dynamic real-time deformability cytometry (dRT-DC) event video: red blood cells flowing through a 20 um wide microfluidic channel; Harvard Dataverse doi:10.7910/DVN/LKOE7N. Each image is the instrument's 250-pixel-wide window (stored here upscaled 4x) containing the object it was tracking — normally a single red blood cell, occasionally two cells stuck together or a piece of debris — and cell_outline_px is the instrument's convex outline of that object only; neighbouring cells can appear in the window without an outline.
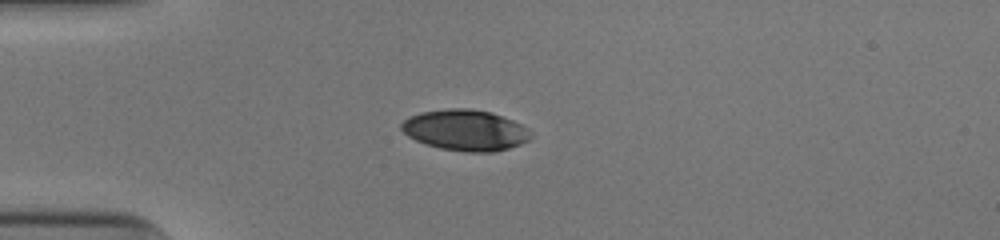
{"species": "human", "species_latin": "Homo sapiens", "temperature_condition": "cold", "stored_images_in_passage": 39, "camera_frame_rate_fps": 3000, "um_per_image_px": 0.085, "donor": {"sex": "male"}, "frame": {"image": 1, "passage_image": 1, "time_ms": 0.0, "image_size_px": [1000, 240], "cell_outline_px": [[532, 136], [528, 140], [520, 144], [508, 148], [492, 152], [468, 152], [440, 148], [416, 140], [408, 136], [400, 128], [400, 124], [408, 116], [420, 112], [448, 108], [468, 108], [492, 112], [512, 120], [528, 128]], "centroid_in_image_um": [39.54, 11.05], "position_along_channel_um": 45.5, "area_um2": 30.81}}
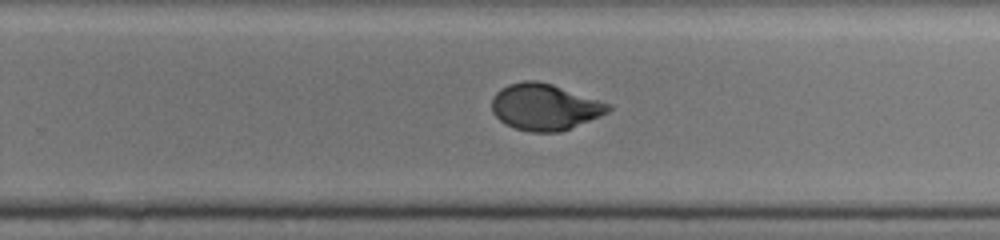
{"frame": {"image": 2, "passage_image": 21, "time_ms": 6.667, "image_size_px": [1000, 240], "cell_outline_px": [[612, 108], [608, 112], [600, 116], [560, 132], [532, 132], [516, 128], [500, 120], [492, 112], [492, 96], [500, 88], [508, 84], [524, 80], [536, 80], [552, 84], [612, 104]], "centroid_in_image_um": [46.3, 9.07], "position_along_channel_um": 283.5, "area_um2": 31.44}}
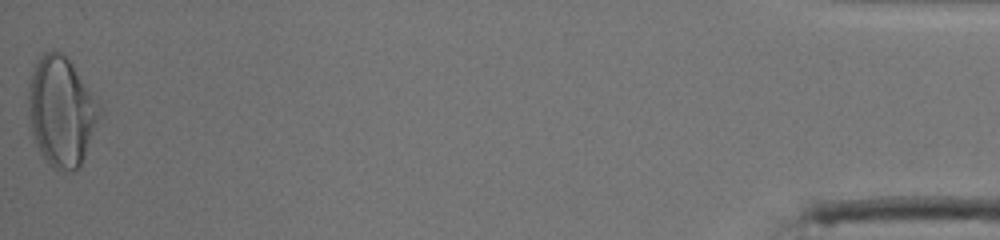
{"frame": {"image": 3, "passage_image": 39, "time_ms": 12.667, "image_size_px": [1000, 240], "cell_outline_px": [[104, 112], [80, 168], [72, 172], [52, 168], [48, 164], [40, 152], [36, 144], [32, 132], [28, 116], [28, 84], [32, 72], [36, 64], [44, 52], [60, 52], [72, 64], [104, 108]], "centroid_in_image_um": [5.26, 9.53], "position_along_channel_um": 429.9, "area_um2": 45.95}, "authors_computed_cell_mechanics": {"area_um2": 31.8478, "velocity_mm_per_s": 3.944, "shape_relaxation_time_tau1_ms": 7.0402, "shape_relaxation_time_tau2_ms": 0.7933, "deformation_change_tau1": 0.234, "deformation_change_tau2": 0.045}}